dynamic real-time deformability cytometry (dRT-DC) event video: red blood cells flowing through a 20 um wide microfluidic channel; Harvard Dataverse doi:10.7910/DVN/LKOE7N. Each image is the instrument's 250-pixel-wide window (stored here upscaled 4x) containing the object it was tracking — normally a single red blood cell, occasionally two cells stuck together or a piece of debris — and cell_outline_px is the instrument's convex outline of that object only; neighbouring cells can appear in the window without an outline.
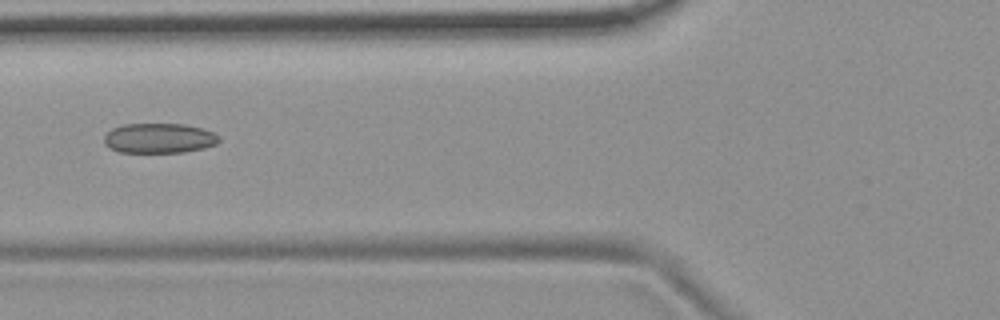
{"species": "common noctule bat (a hibernating species)", "species_latin": "Nyctalus noctula", "temperature_condition": "room temperature", "stored_images_in_passage": 3, "camera_frame_rate_fps": 3000, "um_per_image_px": 0.085, "animal": {"sex": "female", "body_mass_g": 19.9}, "frame": {"image": 1, "passage_image": 3, "time_ms": 2.333, "image_size_px": [1000, 320], "cell_outline_px": [[220, 140], [216, 144], [204, 148], [184, 152], [120, 152], [104, 144], [104, 136], [112, 128], [124, 124], [184, 124], [200, 128], [212, 132], [220, 136]], "centroid_in_image_um": [13.53, 11.74], "position_along_channel_um": 112.3, "area_um2": 19.94}}